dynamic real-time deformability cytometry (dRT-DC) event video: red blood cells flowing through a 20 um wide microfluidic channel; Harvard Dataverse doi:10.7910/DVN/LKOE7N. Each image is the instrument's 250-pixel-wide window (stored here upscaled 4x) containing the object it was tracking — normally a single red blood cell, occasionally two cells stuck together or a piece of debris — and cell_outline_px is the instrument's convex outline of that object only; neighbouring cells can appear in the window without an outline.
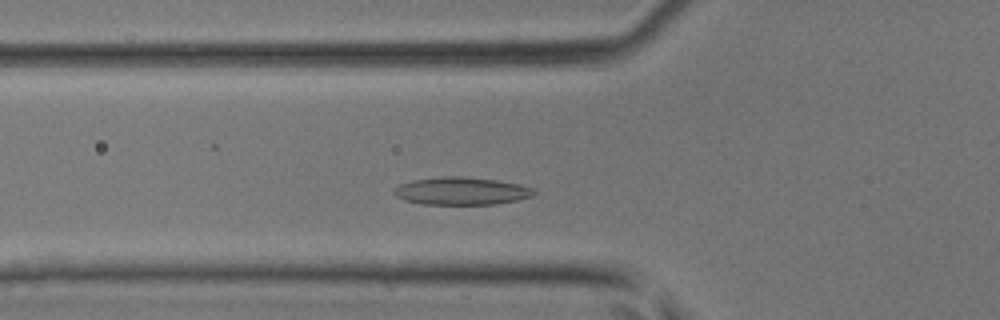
{"species": "common noctule bat (a hibernating species)", "species_latin": "Nyctalus noctula", "temperature_condition": "room temperature", "stored_images_in_passage": 37, "camera_frame_rate_fps": 3000, "um_per_image_px": 0.085, "animal": {"sex": "male", "body_mass_g": 17.9, "forearm_length_mm": 54.2}, "frame": {"image": 1, "passage_image": 9, "time_ms": 2.667, "image_size_px": [1000, 320], "cell_outline_px": [[536, 192], [532, 196], [520, 200], [496, 204], [424, 204], [404, 200], [396, 196], [392, 192], [392, 188], [400, 184], [412, 180], [444, 176], [464, 176], [496, 180], [520, 184], [532, 188]], "centroid_in_image_um": [39.21, 16.23], "position_along_channel_um": 86.6, "area_um2": 22.72}}
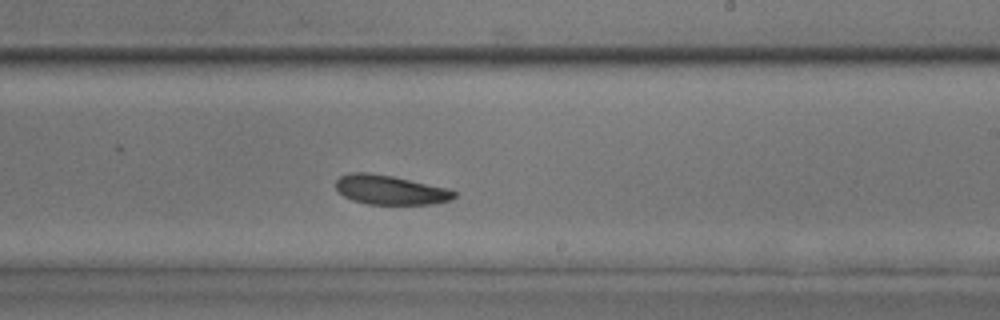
{"frame": {"image": 2, "passage_image": 20, "time_ms": 6.333, "image_size_px": [1000, 320], "cell_outline_px": [[456, 196], [452, 200], [432, 204], [368, 204], [352, 200], [344, 196], [336, 188], [336, 180], [340, 176], [348, 172], [368, 172], [392, 176], [448, 188], [456, 192]], "centroid_in_image_um": [33.17, 16.14], "position_along_channel_um": 255.8, "area_um2": 20.29}}
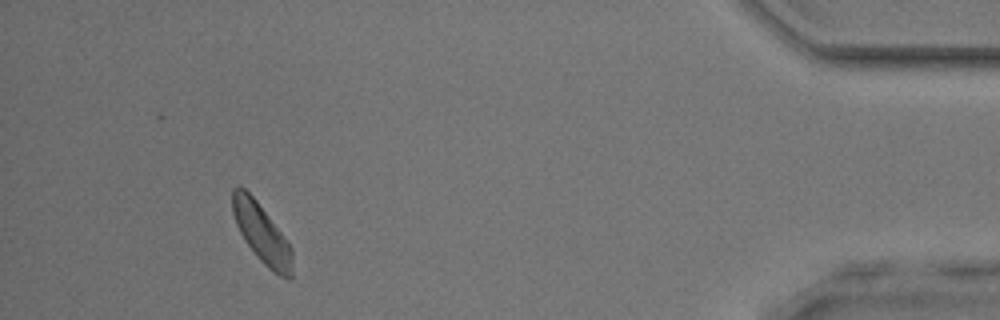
{"frame": {"image": 3, "passage_image": 34, "time_ms": 11.0, "image_size_px": [1000, 320], "cell_outline_px": [[292, 280], [288, 280], [280, 276], [268, 268], [256, 256], [244, 240], [236, 224], [232, 212], [232, 188], [244, 188], [256, 200], [292, 248]], "centroid_in_image_um": [22.24, 19.88], "position_along_channel_um": 413.0, "area_um2": 20.29}}